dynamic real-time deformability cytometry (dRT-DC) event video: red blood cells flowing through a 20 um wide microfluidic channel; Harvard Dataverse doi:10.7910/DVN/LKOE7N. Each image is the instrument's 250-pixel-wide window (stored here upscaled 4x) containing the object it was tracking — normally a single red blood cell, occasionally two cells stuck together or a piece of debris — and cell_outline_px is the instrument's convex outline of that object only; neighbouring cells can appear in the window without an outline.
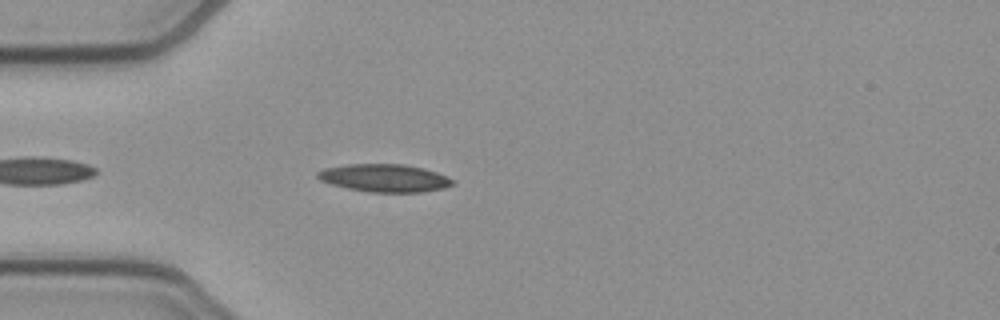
{"species": "common noctule bat (a hibernating species)", "species_latin": "Nyctalus noctula", "temperature_condition": "cold", "stored_images_in_passage": 42, "camera_frame_rate_fps": 3000, "um_per_image_px": 0.085, "animal": {"sex": "female", "body_mass_g": 21.9}, "frame": {"image": 1, "passage_image": 4, "time_ms": 1.0, "image_size_px": [1000, 320], "cell_outline_px": [[456, 184], [444, 188], [424, 192], [368, 192], [348, 188], [332, 184], [320, 180], [316, 176], [316, 172], [324, 168], [344, 164], [404, 164], [424, 168], [448, 176], [456, 180]], "centroid_in_image_um": [32.72, 15.13], "position_along_channel_um": 52.3, "area_um2": 22.14}}
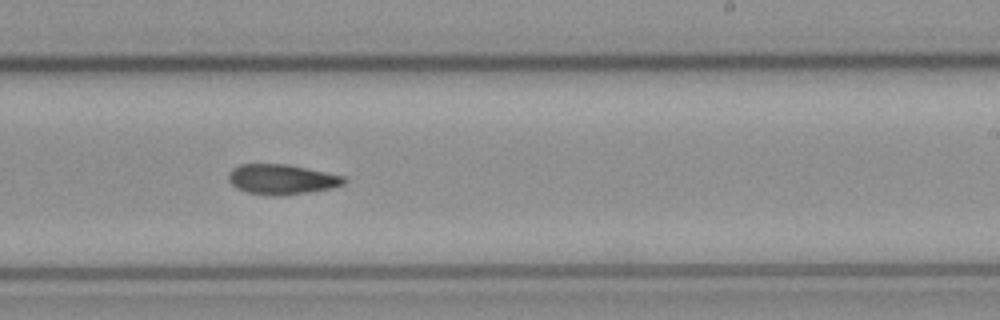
{"frame": {"image": 2, "passage_image": 21, "time_ms": 6.667, "image_size_px": [1000, 320], "cell_outline_px": [[348, 180], [344, 184], [332, 188], [284, 196], [276, 196], [248, 192], [236, 188], [228, 180], [228, 172], [232, 168], [240, 164], [288, 164], [344, 176]], "centroid_in_image_um": [23.94, 15.24], "position_along_channel_um": 265.1, "area_um2": 20.35}}
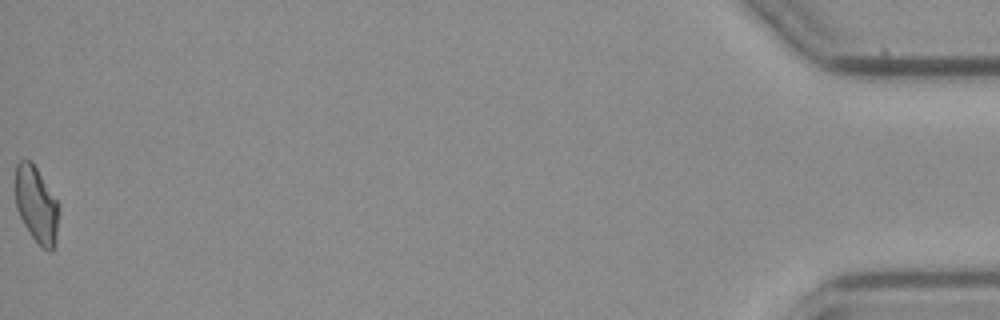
{"frame": {"image": 3, "passage_image": 42, "time_ms": 13.667, "image_size_px": [1000, 320], "cell_outline_px": [[60, 204], [56, 248], [52, 252], [48, 252], [32, 236], [24, 224], [16, 208], [16, 164], [20, 160], [28, 160], [36, 168]], "centroid_in_image_um": [3.14, 17.46], "position_along_channel_um": 432.1, "area_um2": 19.36}}